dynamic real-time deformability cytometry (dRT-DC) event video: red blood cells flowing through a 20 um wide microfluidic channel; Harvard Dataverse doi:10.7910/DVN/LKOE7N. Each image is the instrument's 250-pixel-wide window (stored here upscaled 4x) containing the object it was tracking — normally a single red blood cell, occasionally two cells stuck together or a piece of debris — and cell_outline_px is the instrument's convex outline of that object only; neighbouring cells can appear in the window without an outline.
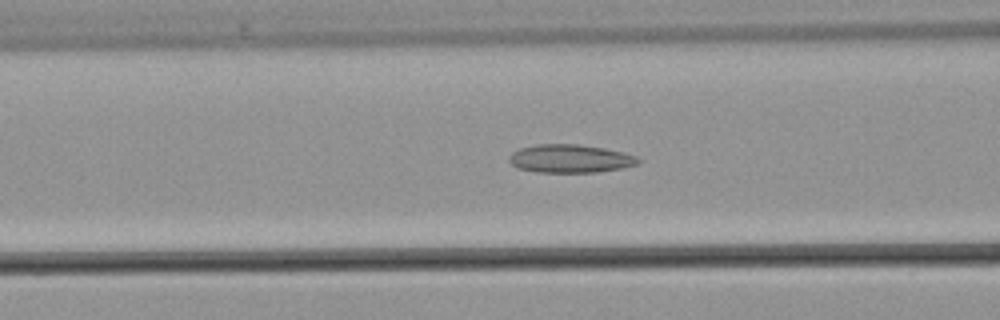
{"species": "common noctule bat (a hibernating species)", "species_latin": "Nyctalus noctula", "temperature_condition": "warm", "stored_images_in_passage": 38, "camera_frame_rate_fps": 3000, "um_per_image_px": 0.085, "animal": {"sex": "male", "body_mass_g": 21.5, "forearm_length_mm": 52.0}, "frame": {"image": 1, "passage_image": 10, "time_ms": 3.0, "image_size_px": [1000, 320], "cell_outline_px": [[640, 160], [636, 164], [620, 168], [596, 172], [536, 172], [516, 168], [508, 160], [508, 156], [512, 152], [520, 148], [536, 144], [576, 144], [604, 148], [636, 156]], "centroid_in_image_um": [48.39, 13.48], "position_along_channel_um": 118.2, "area_um2": 21.1}}
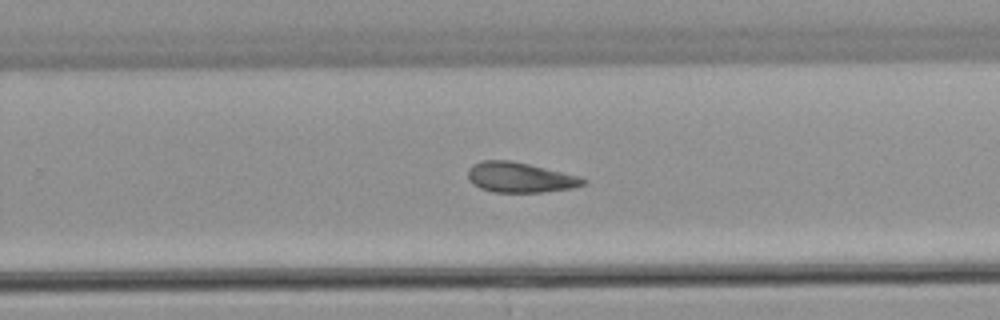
{"frame": {"image": 2, "passage_image": 21, "time_ms": 6.667, "image_size_px": [1000, 320], "cell_outline_px": [[588, 184], [572, 188], [544, 192], [492, 192], [480, 188], [472, 184], [468, 180], [468, 168], [472, 164], [480, 160], [508, 160], [528, 164], [580, 176], [588, 180]], "centroid_in_image_um": [44.19, 15.08], "position_along_channel_um": 285.6, "area_um2": 20.46}}
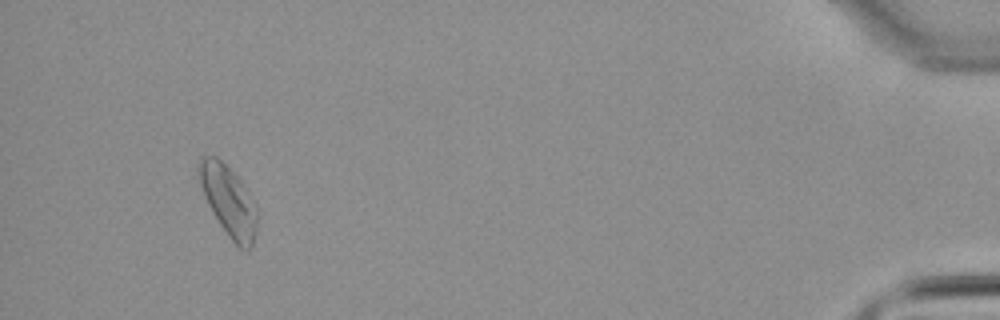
{"frame": {"image": 3, "passage_image": 35, "time_ms": 11.333, "image_size_px": [1000, 320], "cell_outline_px": [[256, 232], [252, 244], [248, 252], [244, 252], [228, 236], [220, 224], [208, 204], [200, 184], [196, 168], [196, 164], [200, 156], [216, 156], [240, 180], [256, 212]], "centroid_in_image_um": [19.37, 17.07], "position_along_channel_um": 415.8, "area_um2": 23.24}}